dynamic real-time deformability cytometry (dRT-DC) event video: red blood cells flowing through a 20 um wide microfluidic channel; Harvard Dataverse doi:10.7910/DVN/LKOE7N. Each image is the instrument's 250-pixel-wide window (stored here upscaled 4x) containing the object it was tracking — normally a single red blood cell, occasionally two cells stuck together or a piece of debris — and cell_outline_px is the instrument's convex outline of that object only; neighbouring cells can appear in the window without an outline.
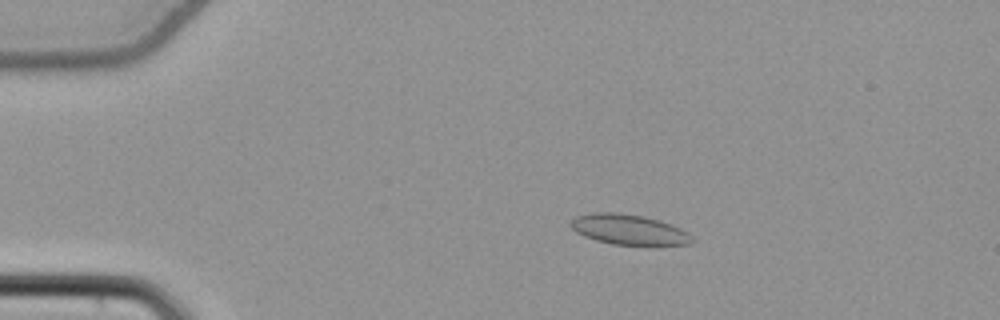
{"species": "common noctule bat (a hibernating species)", "species_latin": "Nyctalus noctula", "temperature_condition": "cold", "stored_images_in_passage": 46, "camera_frame_rate_fps": 3000, "um_per_image_px": 0.085, "animal": {"sex": "female", "body_mass_g": 22.7, "forearm_length_mm": 54.2}, "frame": {"image": 1, "passage_image": 3, "time_ms": 0.667, "image_size_px": [1000, 320], "cell_outline_px": [[692, 240], [688, 244], [648, 248], [612, 244], [596, 240], [584, 236], [576, 232], [568, 224], [576, 216], [592, 212], [616, 212], [644, 216], [660, 220], [672, 224], [688, 232], [692, 236]], "centroid_in_image_um": [53.5, 19.55], "position_along_channel_um": 31.5, "area_um2": 22.31}}
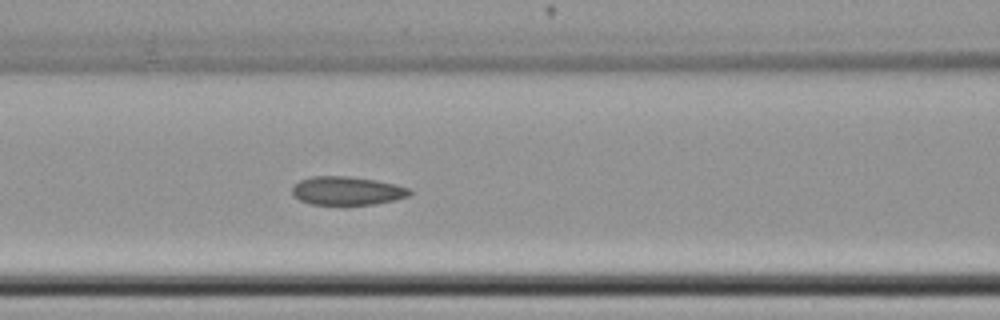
{"frame": {"image": 2, "passage_image": 16, "time_ms": 5.0, "image_size_px": [1000, 320], "cell_outline_px": [[412, 192], [408, 196], [396, 200], [372, 204], [308, 204], [292, 196], [292, 184], [300, 180], [312, 176], [348, 176], [376, 180], [396, 184], [408, 188]], "centroid_in_image_um": [29.46, 16.21], "position_along_channel_um": 137.1, "area_um2": 19.59}}
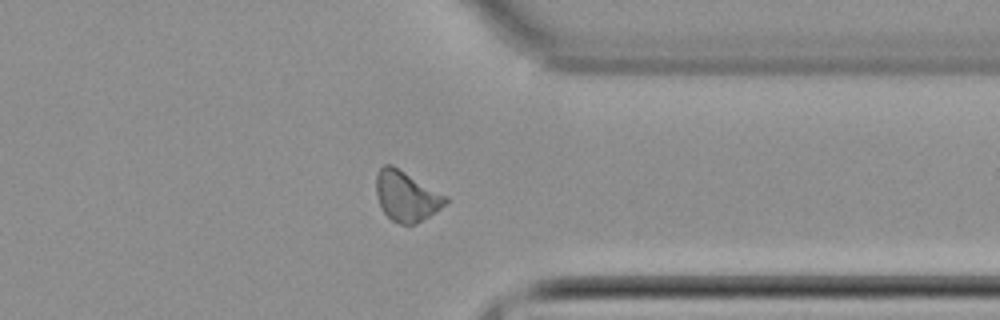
{"frame": {"image": 3, "passage_image": 35, "time_ms": 11.333, "image_size_px": [1000, 320], "cell_outline_px": [[448, 204], [416, 224], [400, 224], [392, 220], [384, 212], [376, 196], [376, 176], [380, 168], [384, 164], [392, 164], [448, 196]], "centroid_in_image_um": [34.56, 16.66], "position_along_channel_um": 376.8, "area_um2": 20.4}, "authors_computed_cell_mechanics": {"area_um2": 20.0855, "velocity_mm_per_s": 3.8376, "shape_relaxation_time_tau1_ms": null, "shape_relaxation_time_tau2_ms": 5.8021, "deformation_change_tau1": null, "deformation_change_tau2": 0.0833}}